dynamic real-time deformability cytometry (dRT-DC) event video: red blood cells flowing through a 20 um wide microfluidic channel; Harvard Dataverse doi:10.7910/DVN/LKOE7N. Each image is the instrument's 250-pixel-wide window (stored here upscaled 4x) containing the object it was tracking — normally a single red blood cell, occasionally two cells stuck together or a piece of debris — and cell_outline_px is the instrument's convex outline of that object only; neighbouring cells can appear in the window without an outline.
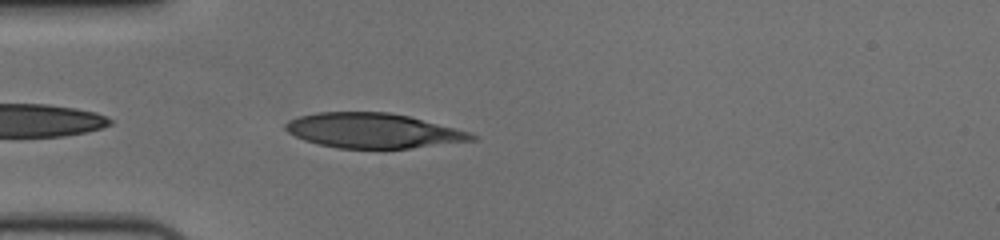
{"species": "human", "species_latin": "Homo sapiens", "temperature_condition": "cold", "stored_images_in_passage": 13, "camera_frame_rate_fps": 3000, "um_per_image_px": 0.085, "donor": {"sex": "female"}, "frame": {"image": 1, "passage_image": 2, "time_ms": 0.333, "image_size_px": [1000, 240], "cell_outline_px": [[480, 136], [476, 140], [412, 148], [336, 148], [316, 144], [304, 140], [288, 132], [284, 128], [284, 124], [288, 120], [300, 116], [316, 112], [388, 112], [408, 116], [468, 132]], "centroid_in_image_um": [31.67, 11.11], "position_along_channel_um": 53.3, "area_um2": 37.69}}
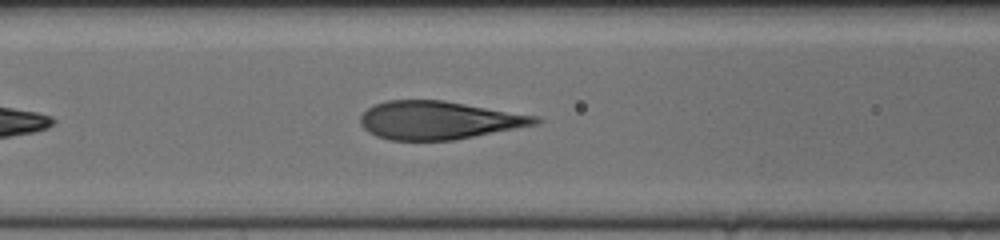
{"frame": {"image": 2, "passage_image": 9, "time_ms": 2.667, "image_size_px": [1000, 240], "cell_outline_px": [[544, 120], [540, 124], [456, 140], [388, 140], [376, 136], [368, 132], [360, 124], [360, 116], [368, 108], [384, 100], [444, 100], [540, 116]], "centroid_in_image_um": [37.35, 10.22], "position_along_channel_um": 129.3, "area_um2": 39.36}}
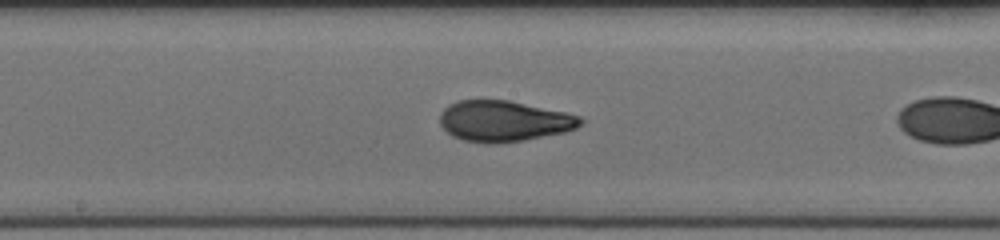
{"frame": {"image": 3, "passage_image": 12, "time_ms": 3.667, "image_size_px": [1000, 240], "cell_outline_px": [[584, 120], [576, 128], [564, 132], [524, 140], [496, 144], [488, 144], [464, 140], [452, 136], [440, 124], [440, 112], [448, 104], [456, 100], [508, 100], [564, 112], [580, 116]], "centroid_in_image_um": [42.8, 10.29], "position_along_channel_um": 205.4, "area_um2": 33.47}}